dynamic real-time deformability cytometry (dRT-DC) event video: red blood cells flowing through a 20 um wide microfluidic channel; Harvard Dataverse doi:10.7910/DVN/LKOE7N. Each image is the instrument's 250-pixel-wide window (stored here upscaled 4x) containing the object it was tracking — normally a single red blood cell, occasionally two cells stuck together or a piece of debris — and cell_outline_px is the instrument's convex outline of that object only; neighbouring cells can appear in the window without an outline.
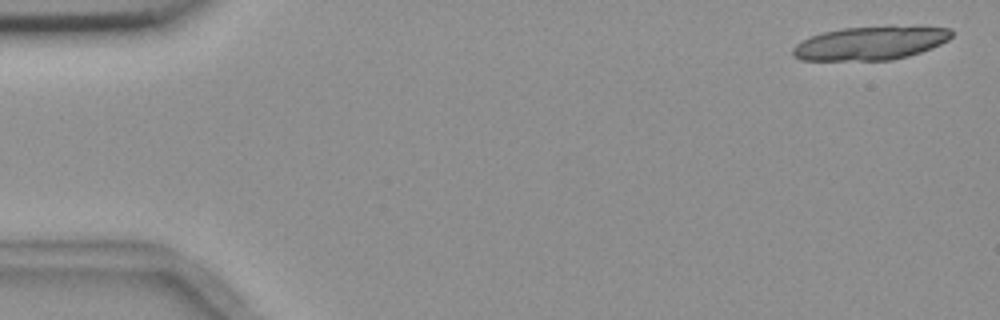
{"species": "common noctule bat (a hibernating species)", "species_latin": "Nyctalus noctula", "temperature_condition": "room temperature", "stored_images_in_passage": 4, "camera_frame_rate_fps": 3000, "um_per_image_px": 0.085, "animal": {"sex": "female", "body_mass_g": 18.4}, "frame": {"image": 1, "passage_image": 1, "time_ms": 0.0, "image_size_px": [1000, 320], "cell_outline_px": [[952, 36], [948, 40], [932, 48], [908, 56], [892, 60], [800, 60], [792, 56], [792, 48], [796, 44], [812, 36], [824, 32], [844, 28], [892, 24], [952, 28]], "centroid_in_image_um": [74.04, 3.64], "position_along_channel_um": 11.0, "area_um2": 31.62}}